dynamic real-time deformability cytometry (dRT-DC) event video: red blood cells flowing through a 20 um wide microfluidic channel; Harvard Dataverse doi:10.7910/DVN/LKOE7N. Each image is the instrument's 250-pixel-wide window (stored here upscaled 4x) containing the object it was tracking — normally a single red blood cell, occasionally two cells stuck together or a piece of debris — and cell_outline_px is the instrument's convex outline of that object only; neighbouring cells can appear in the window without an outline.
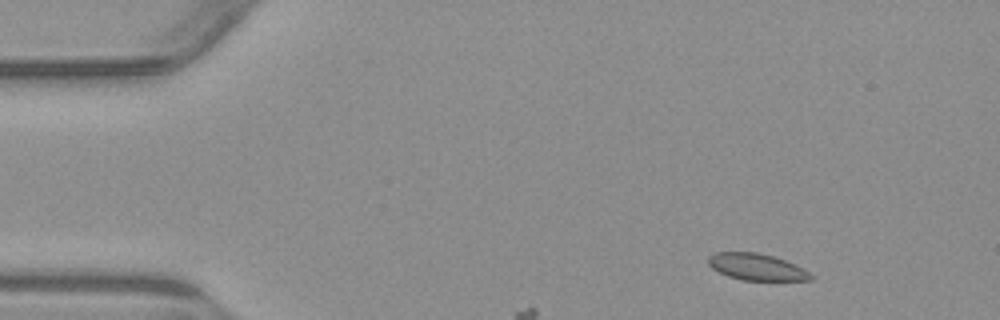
{"species": "common noctule bat (a hibernating species)", "species_latin": "Nyctalus noctula", "temperature_condition": "warm", "stored_images_in_passage": 3, "camera_frame_rate_fps": 3000, "um_per_image_px": 0.085, "animal": {"sex": "male", "body_mass_g": 23.1, "forearm_length_mm": 52.7}, "frame": {"image": 1, "passage_image": 1, "time_ms": 0.0, "image_size_px": [1000, 320], "cell_outline_px": [[816, 276], [812, 280], [744, 280], [728, 276], [712, 268], [708, 264], [708, 256], [716, 252], [756, 252], [772, 256], [796, 264], [804, 268]], "centroid_in_image_um": [64.35, 22.69], "position_along_channel_um": 20.6, "area_um2": 15.95}}